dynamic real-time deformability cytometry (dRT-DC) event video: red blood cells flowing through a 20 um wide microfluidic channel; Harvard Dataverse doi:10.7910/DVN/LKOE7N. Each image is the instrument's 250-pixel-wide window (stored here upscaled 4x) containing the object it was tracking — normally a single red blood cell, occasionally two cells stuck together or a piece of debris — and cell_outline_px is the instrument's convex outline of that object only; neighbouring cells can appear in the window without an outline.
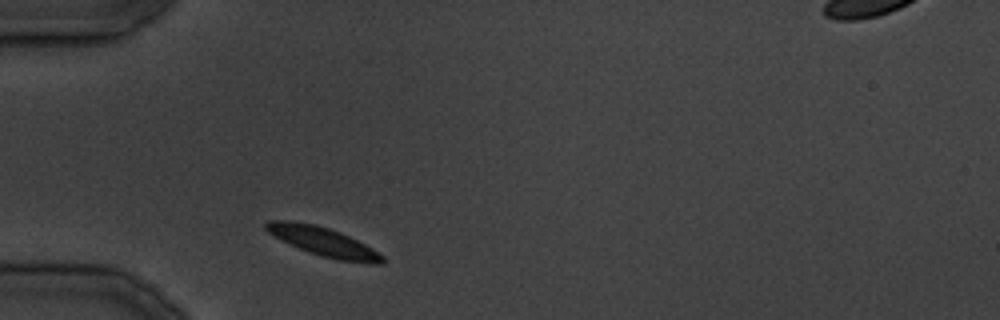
{"species": "common noctule bat (a hibernating species)", "species_latin": "Nyctalus noctula", "temperature_condition": "cold", "stored_images_in_passage": 4, "camera_frame_rate_fps": 3000, "um_per_image_px": 0.085, "animal": {"sex": "male", "body_mass_g": 19.5, "forearm_length_mm": 54.6}, "frame": {"image": 1, "passage_image": 1, "time_ms": 0.0, "image_size_px": [1000, 320], "cell_outline_px": [[384, 264], [372, 264], [336, 260], [320, 256], [308, 252], [268, 232], [264, 228], [264, 224], [268, 220], [292, 220], [316, 224], [340, 232], [372, 248], [384, 256]], "centroid_in_image_um": [27.5, 20.54], "position_along_channel_um": 57.5, "area_um2": 19.54}}